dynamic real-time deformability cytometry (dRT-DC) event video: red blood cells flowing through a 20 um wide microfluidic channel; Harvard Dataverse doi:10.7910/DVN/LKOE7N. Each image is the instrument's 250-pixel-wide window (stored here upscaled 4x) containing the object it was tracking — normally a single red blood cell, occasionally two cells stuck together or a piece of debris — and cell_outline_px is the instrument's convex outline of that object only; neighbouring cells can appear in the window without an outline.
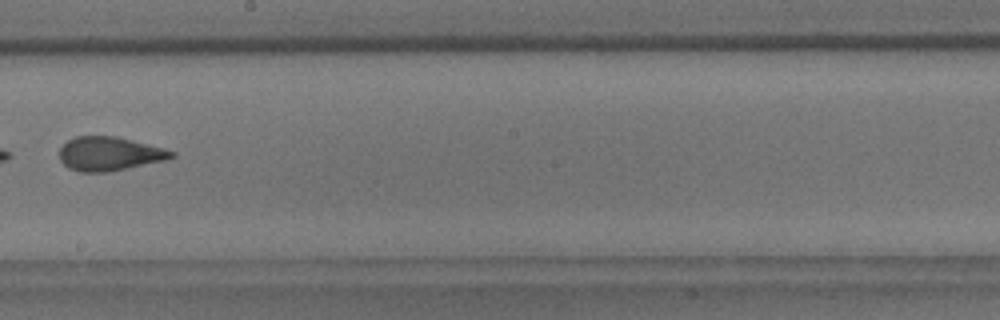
{"species": "common noctule bat (a hibernating species)", "species_latin": "Nyctalus noctula", "temperature_condition": "room temperature", "stored_images_in_passage": 8, "camera_frame_rate_fps": 3000, "um_per_image_px": 0.085, "animal": {"sex": "male", "body_mass_g": 18.8}, "frame": {"image": 1, "passage_image": 8, "time_ms": 9.0, "image_size_px": [1000, 320], "cell_outline_px": [[176, 156], [164, 160], [108, 172], [80, 172], [68, 168], [60, 160], [60, 148], [68, 140], [76, 136], [116, 136], [132, 140], [176, 152]], "centroid_in_image_um": [9.27, 13.07], "position_along_channel_um": 238.9, "area_um2": 21.91}}